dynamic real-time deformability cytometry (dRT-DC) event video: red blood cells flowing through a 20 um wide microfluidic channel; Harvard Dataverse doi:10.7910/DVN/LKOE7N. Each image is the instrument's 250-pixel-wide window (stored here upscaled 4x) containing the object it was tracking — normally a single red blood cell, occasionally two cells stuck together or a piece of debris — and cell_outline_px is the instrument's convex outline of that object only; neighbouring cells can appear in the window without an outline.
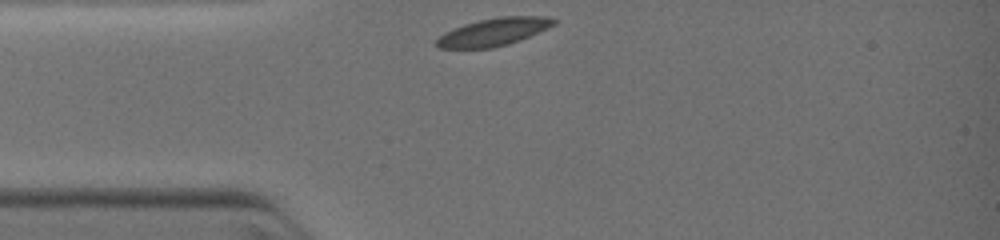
{"species": "common noctule bat (a hibernating species)", "species_latin": "Nyctalus noctula", "temperature_condition": "warm", "stored_images_in_passage": 3, "camera_frame_rate_fps": 3000, "um_per_image_px": 0.085, "animal": {"sex": "female", "body_mass_g": 19.0, "forearm_length_mm": 51.5}, "frame": {"image": 1, "passage_image": 1, "time_ms": 0.0, "image_size_px": [1000, 240], "cell_outline_px": [[560, 20], [556, 24], [548, 28], [520, 40], [508, 44], [492, 48], [436, 48], [436, 40], [444, 32], [464, 24], [480, 20], [500, 16], [548, 16]], "centroid_in_image_um": [42.0, 2.7], "position_along_channel_um": 43.0, "area_um2": 19.02}}
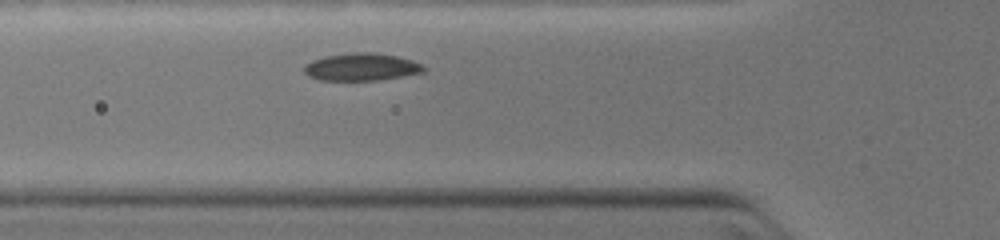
{"frame": {"image": 2, "passage_image": 3, "time_ms": 1.333, "image_size_px": [1000, 240], "cell_outline_px": [[424, 72], [380, 80], [320, 80], [308, 76], [304, 72], [304, 64], [312, 60], [324, 56], [352, 52], [372, 52], [396, 56], [412, 60], [420, 64], [424, 68]], "centroid_in_image_um": [30.67, 5.69], "position_along_channel_um": 95.1, "area_um2": 19.13}}